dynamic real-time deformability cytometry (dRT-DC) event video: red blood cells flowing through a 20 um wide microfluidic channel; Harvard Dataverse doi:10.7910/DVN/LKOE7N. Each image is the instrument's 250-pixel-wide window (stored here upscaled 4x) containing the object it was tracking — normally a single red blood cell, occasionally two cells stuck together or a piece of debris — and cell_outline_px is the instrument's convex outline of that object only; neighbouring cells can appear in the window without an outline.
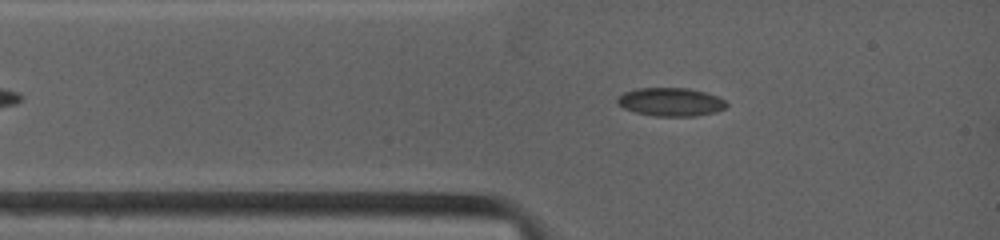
{"species": "common noctule bat (a hibernating species)", "species_latin": "Nyctalus noctula", "temperature_condition": "warm", "stored_images_in_passage": 34, "camera_frame_rate_fps": 4500, "um_per_image_px": 0.085, "animal": {"sex": "female", "body_mass_g": 19.0, "forearm_length_mm": 53.3}, "frame": {"image": 1, "passage_image": 8, "time_ms": 1.556, "image_size_px": [1000, 240], "cell_outline_px": [[728, 104], [724, 108], [716, 112], [696, 116], [652, 116], [636, 112], [624, 108], [616, 100], [624, 92], [636, 88], [688, 88], [704, 92], [716, 96], [724, 100]], "centroid_in_image_um": [57.02, 8.67], "position_along_channel_um": 28.0, "area_um2": 17.92}}
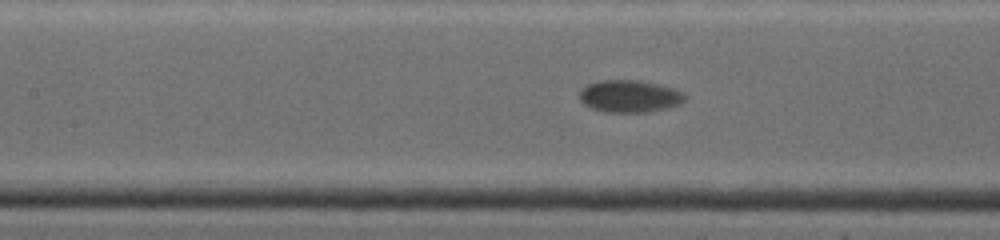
{"frame": {"image": 2, "passage_image": 20, "time_ms": 5.111, "image_size_px": [1000, 240], "cell_outline_px": [[684, 100], [680, 104], [668, 108], [648, 112], [604, 112], [592, 108], [584, 104], [580, 100], [580, 92], [588, 84], [600, 80], [636, 80], [660, 84], [684, 92]], "centroid_in_image_um": [53.53, 8.18], "position_along_channel_um": 153.9, "area_um2": 19.77}}
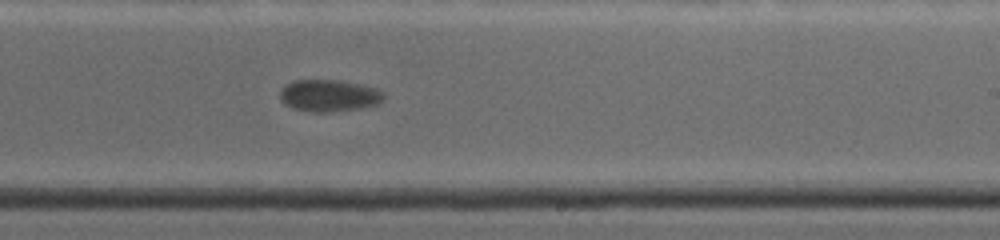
{"frame": {"image": 3, "passage_image": 30, "time_ms": 8.0, "image_size_px": [1000, 240], "cell_outline_px": [[384, 96], [376, 104], [360, 108], [328, 112], [316, 112], [292, 108], [284, 104], [280, 100], [280, 92], [288, 84], [296, 80], [336, 80], [376, 88], [384, 92]], "centroid_in_image_um": [27.94, 8.13], "position_along_channel_um": 261.1, "area_um2": 18.9}}